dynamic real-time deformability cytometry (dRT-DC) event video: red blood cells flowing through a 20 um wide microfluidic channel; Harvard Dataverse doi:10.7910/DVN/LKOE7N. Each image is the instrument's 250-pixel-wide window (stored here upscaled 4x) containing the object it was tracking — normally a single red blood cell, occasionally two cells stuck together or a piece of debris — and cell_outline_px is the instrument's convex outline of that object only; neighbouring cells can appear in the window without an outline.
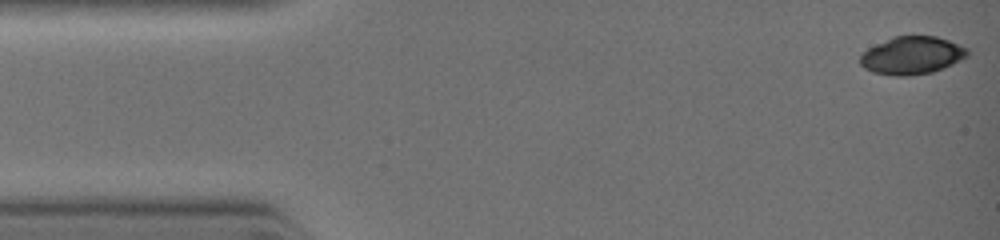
{"species": "common noctule bat (a hibernating species)", "species_latin": "Nyctalus noctula", "temperature_condition": "warm", "stored_images_in_passage": 13, "camera_frame_rate_fps": 3000, "um_per_image_px": 0.085, "animal": {"sex": "female", "body_mass_g": 19.0, "forearm_length_mm": 51.5}, "frame": {"image": 1, "passage_image": 1, "time_ms": 0.0, "image_size_px": [1000, 240], "cell_outline_px": [[968, 56], [944, 68], [932, 72], [908, 76], [896, 76], [872, 72], [864, 68], [860, 64], [860, 56], [868, 48], [892, 36], [936, 36], [948, 40], [968, 48]], "centroid_in_image_um": [77.51, 4.71], "position_along_channel_um": 7.5, "area_um2": 23.64}}